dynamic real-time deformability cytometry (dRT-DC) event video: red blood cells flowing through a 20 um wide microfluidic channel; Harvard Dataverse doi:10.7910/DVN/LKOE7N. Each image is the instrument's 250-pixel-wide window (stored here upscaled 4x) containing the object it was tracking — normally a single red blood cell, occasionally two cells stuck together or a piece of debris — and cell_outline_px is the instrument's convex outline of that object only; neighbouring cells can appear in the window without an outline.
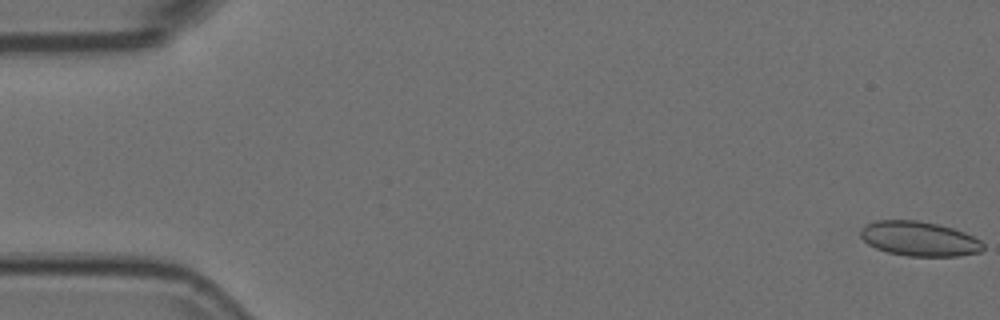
{"species": "Egyptian fruit bat (a non-hibernating species)", "species_latin": "Rousettus aegyptiacus", "temperature_condition": "room temperature", "stored_images_in_passage": 55, "camera_frame_rate_fps": 3000, "um_per_image_px": 0.085, "animal": {"sex": "female"}, "frame": {"image": 1, "passage_image": 1, "time_ms": 0.0, "image_size_px": [1000, 320], "cell_outline_px": [[984, 248], [980, 252], [960, 256], [908, 256], [888, 252], [876, 248], [868, 244], [860, 236], [860, 228], [876, 220], [920, 220], [952, 228], [964, 232], [980, 240], [984, 244]], "centroid_in_image_um": [78.14, 20.29], "position_along_channel_um": 6.9, "area_um2": 24.74}}
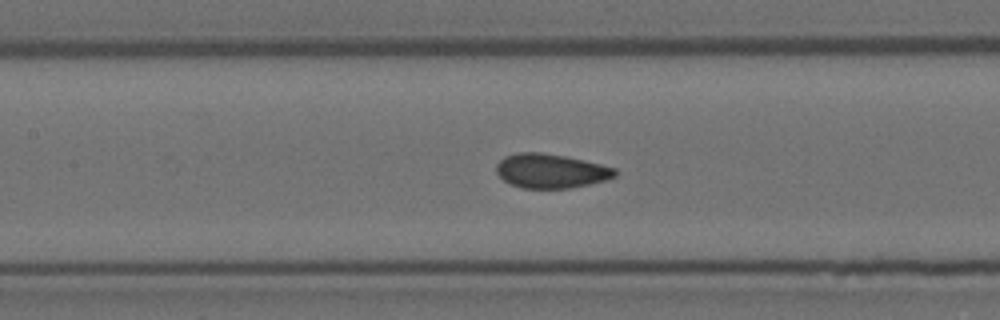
{"frame": {"image": 2, "passage_image": 25, "time_ms": 8.0, "image_size_px": [1000, 320], "cell_outline_px": [[616, 176], [608, 180], [568, 188], [520, 188], [504, 180], [496, 172], [496, 164], [504, 156], [516, 152], [540, 152], [564, 156], [584, 160], [616, 168]], "centroid_in_image_um": [46.81, 14.52], "position_along_channel_um": 160.6, "area_um2": 23.7}}
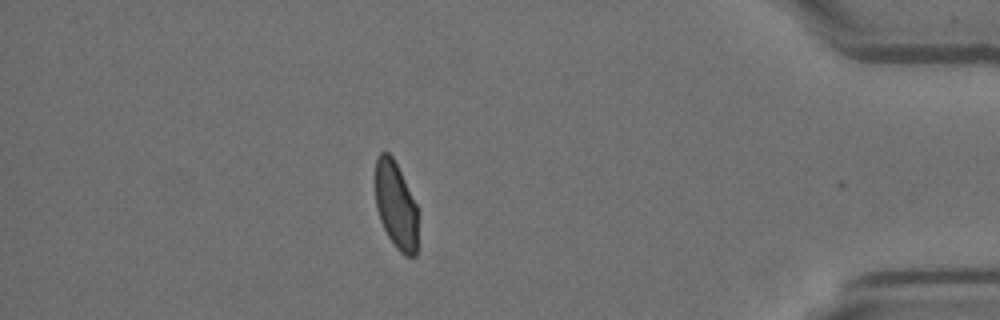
{"frame": {"image": 3, "passage_image": 48, "time_ms": 15.667, "image_size_px": [1000, 320], "cell_outline_px": [[416, 256], [404, 256], [396, 248], [388, 236], [380, 220], [376, 208], [376, 156], [380, 152], [388, 152], [392, 156], [416, 204]], "centroid_in_image_um": [33.62, 17.45], "position_along_channel_um": 401.6, "area_um2": 21.21}}